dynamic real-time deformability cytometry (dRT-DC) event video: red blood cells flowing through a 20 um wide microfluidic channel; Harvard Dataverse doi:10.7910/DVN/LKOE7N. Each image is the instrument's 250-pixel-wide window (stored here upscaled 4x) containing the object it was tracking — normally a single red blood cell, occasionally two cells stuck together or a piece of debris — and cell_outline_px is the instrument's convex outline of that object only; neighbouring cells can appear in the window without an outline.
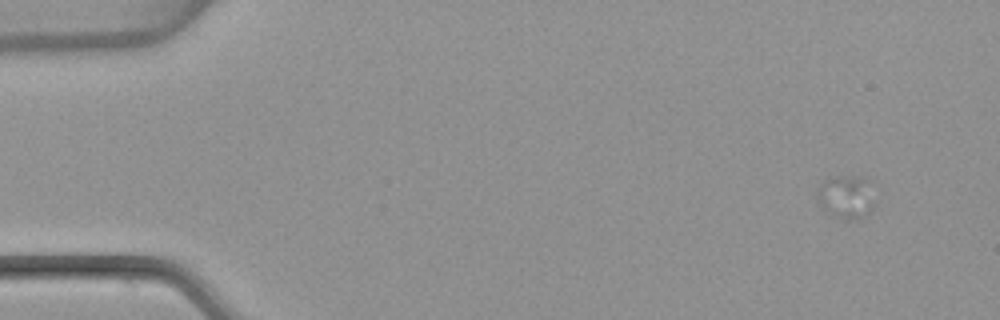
{"species": "common noctule bat (a hibernating species)", "species_latin": "Nyctalus noctula", "temperature_condition": "warm", "stored_images_in_passage": 23, "camera_frame_rate_fps": 3000, "um_per_image_px": 0.085, "animal": {"sex": "female", "body_mass_g": 22.7, "forearm_length_mm": 54.2}, "frame": {"image": 1, "passage_image": 1, "time_ms": 0.0, "image_size_px": [1000, 320], "cell_outline_px": [[876, 204], [868, 212], [856, 220], [844, 220], [820, 208], [816, 196], [820, 184], [824, 180], [840, 176], [856, 176], [868, 180], [876, 200]], "centroid_in_image_um": [71.93, 16.75], "position_along_channel_um": 13.1, "area_um2": 14.68}}
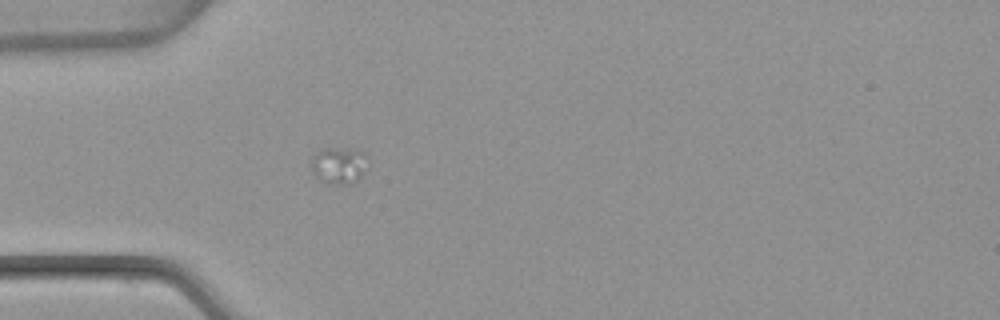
{"frame": {"image": 2, "passage_image": 14, "time_ms": 4.333, "image_size_px": [1000, 320], "cell_outline_px": [[368, 156], [360, 180], [356, 184], [328, 184], [320, 180], [312, 172], [312, 156], [316, 152], [328, 148], [336, 148], [364, 152]], "centroid_in_image_um": [28.81, 14.09], "position_along_channel_um": 56.2, "area_um2": 12.08}}